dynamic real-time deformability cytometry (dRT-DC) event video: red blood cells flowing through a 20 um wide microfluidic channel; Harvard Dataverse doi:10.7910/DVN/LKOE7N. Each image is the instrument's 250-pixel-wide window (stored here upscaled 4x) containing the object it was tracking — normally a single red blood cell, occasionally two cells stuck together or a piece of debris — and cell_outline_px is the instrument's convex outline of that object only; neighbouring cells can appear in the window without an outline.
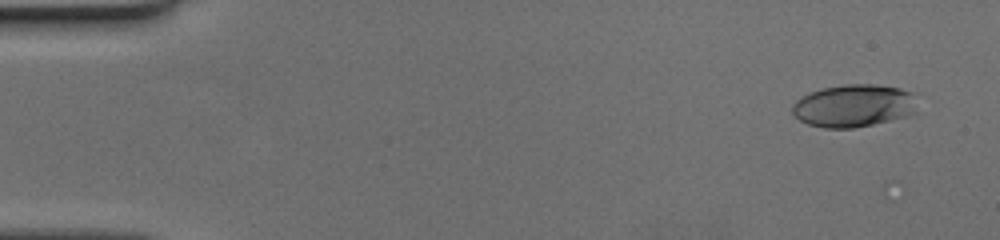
{"species": "human", "species_latin": "Homo sapiens", "temperature_condition": "cold", "stored_images_in_passage": 52, "camera_frame_rate_fps": 3000, "um_per_image_px": 0.085, "donor": {"sex": "female"}, "frame": {"image": 1, "passage_image": 3, "time_ms": 0.667, "image_size_px": [1000, 240], "cell_outline_px": [[916, 112], [904, 116], [872, 124], [852, 128], [824, 128], [808, 124], [800, 120], [792, 112], [792, 104], [796, 100], [820, 88], [844, 84], [876, 84], [900, 88], [912, 92]], "centroid_in_image_um": [72.54, 8.97], "position_along_channel_um": 12.5, "area_um2": 30.81}}
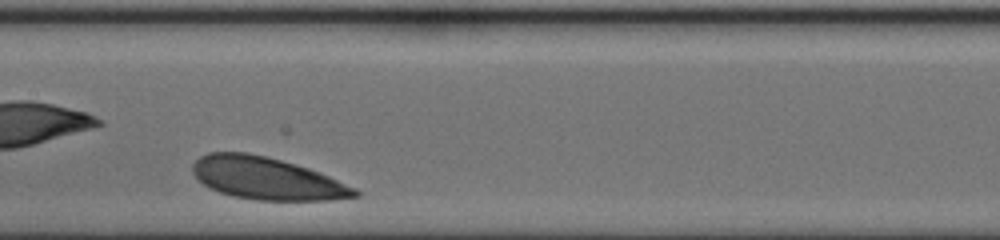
{"frame": {"image": 2, "passage_image": 28, "time_ms": 9.0, "image_size_px": [1000, 240], "cell_outline_px": [[360, 196], [332, 200], [252, 200], [232, 196], [208, 188], [192, 172], [192, 164], [200, 156], [208, 152], [248, 152], [280, 160], [308, 168], [328, 176], [356, 188], [360, 192]], "centroid_in_image_um": [22.66, 15.17], "position_along_channel_um": 184.7, "area_um2": 39.88}}
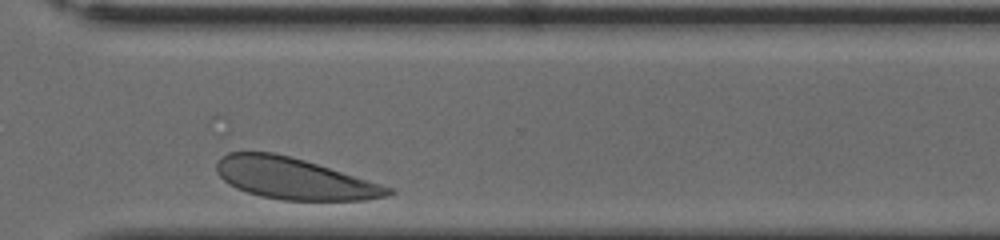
{"frame": {"image": 3, "passage_image": 41, "time_ms": 13.333, "image_size_px": [1000, 240], "cell_outline_px": [[396, 192], [384, 196], [364, 200], [284, 200], [260, 196], [236, 188], [228, 184], [216, 172], [216, 164], [220, 156], [228, 152], [272, 152], [304, 160], [380, 184], [392, 188]], "centroid_in_image_um": [24.93, 15.17], "position_along_channel_um": 345.7, "area_um2": 40.86}}